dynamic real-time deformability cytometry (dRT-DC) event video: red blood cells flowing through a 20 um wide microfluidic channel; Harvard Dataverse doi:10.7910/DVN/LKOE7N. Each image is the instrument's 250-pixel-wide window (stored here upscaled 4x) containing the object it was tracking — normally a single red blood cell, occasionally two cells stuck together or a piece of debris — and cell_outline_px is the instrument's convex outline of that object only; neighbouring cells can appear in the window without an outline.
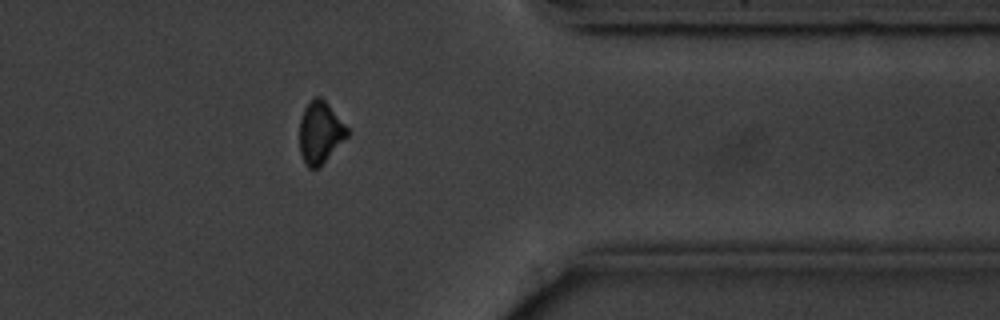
{"species": "common noctule bat (a hibernating species)", "species_latin": "Nyctalus noctula", "temperature_condition": "cold", "stored_images_in_passage": 15, "camera_frame_rate_fps": 3000, "um_per_image_px": 0.085, "animal": {"sex": "male", "body_mass_g": 20.1, "forearm_length_mm": 53.5}, "frame": {"image": 1, "passage_image": 13, "time_ms": 14.667, "image_size_px": [1000, 320], "cell_outline_px": [[348, 136], [316, 168], [308, 168], [304, 164], [300, 152], [300, 120], [304, 108], [316, 96], [320, 96], [324, 100], [348, 128]], "centroid_in_image_um": [27.19, 11.25], "position_along_channel_um": 384.2, "area_um2": 16.7}}
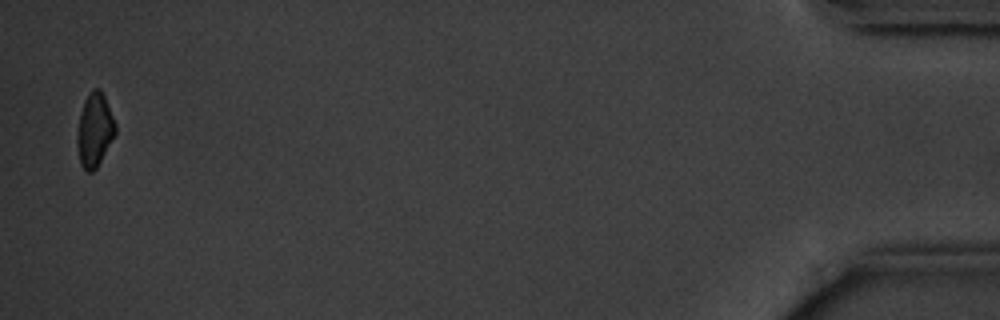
{"frame": {"image": 2, "passage_image": 15, "time_ms": 18.0, "image_size_px": [1000, 320], "cell_outline_px": [[116, 132], [96, 168], [92, 172], [88, 172], [80, 164], [76, 144], [76, 136], [80, 112], [84, 100], [92, 88], [100, 88], [104, 96], [116, 124]], "centroid_in_image_um": [8.01, 11.03], "position_along_channel_um": 427.2, "area_um2": 16.36}, "authors_computed_cell_mechanics": {"area_um2": 17.6868, "velocity_mm_per_s": 3.5901, "shape_relaxation_time_tau1_ms": 1.6799, "shape_relaxation_time_tau2_ms": null, "deformation_change_tau1": 0.0528, "deformation_change_tau2": null}}